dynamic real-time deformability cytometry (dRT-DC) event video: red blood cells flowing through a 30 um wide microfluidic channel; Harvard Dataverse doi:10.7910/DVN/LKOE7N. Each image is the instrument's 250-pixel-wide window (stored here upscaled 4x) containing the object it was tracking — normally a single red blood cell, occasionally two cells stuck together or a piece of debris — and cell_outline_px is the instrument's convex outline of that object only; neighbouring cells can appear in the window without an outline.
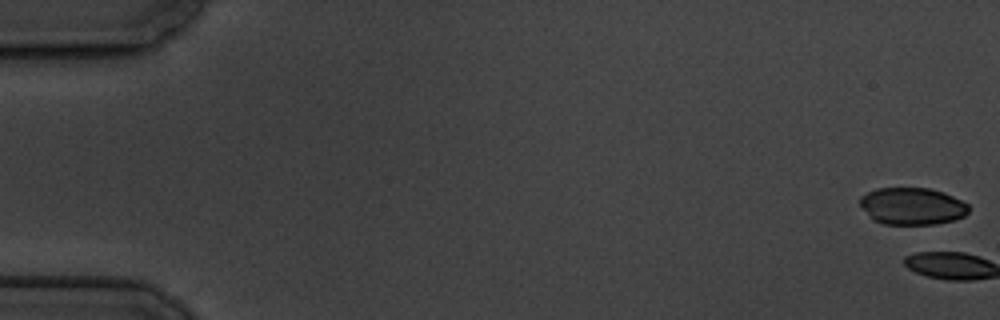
{"species": "common noctule bat (a hibernating species)", "species_latin": "Nyctalus noctula", "temperature_condition": "cold", "stored_images_in_passage": 6, "camera_frame_rate_fps": 3000, "um_per_image_px": 0.085, "animal": {"sex": "male", "body_mass_g": 19.5, "forearm_length_mm": 54.6}, "frame": {"image": 1, "passage_image": 1, "time_ms": 0.0, "image_size_px": [1000, 320], "cell_outline_px": [[968, 212], [964, 216], [956, 220], [936, 224], [884, 224], [872, 220], [860, 204], [860, 196], [876, 188], [928, 188], [944, 192], [968, 204]], "centroid_in_image_um": [77.53, 17.53], "position_along_channel_um": 7.5, "area_um2": 23.52}}